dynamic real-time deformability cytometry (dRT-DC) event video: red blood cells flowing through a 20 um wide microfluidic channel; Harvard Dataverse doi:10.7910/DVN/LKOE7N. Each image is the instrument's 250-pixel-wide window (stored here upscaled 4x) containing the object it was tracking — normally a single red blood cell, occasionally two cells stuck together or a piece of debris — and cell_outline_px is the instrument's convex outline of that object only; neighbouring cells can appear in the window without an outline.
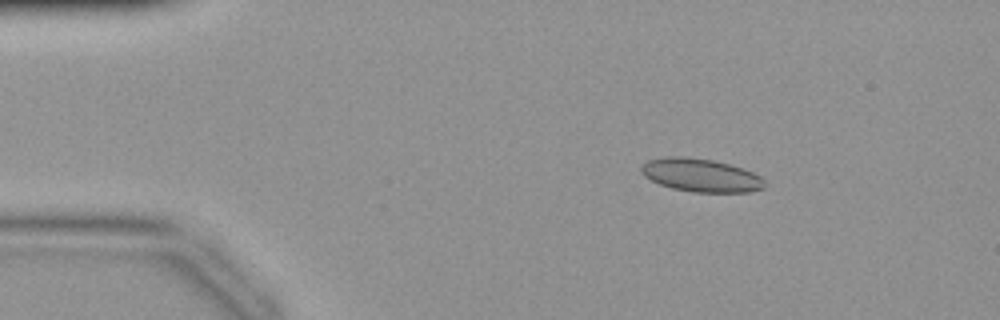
{"species": "common noctule bat (a hibernating species)", "species_latin": "Nyctalus noctula", "temperature_condition": "warm", "stored_images_in_passage": 43, "camera_frame_rate_fps": 3000, "um_per_image_px": 0.085, "animal": {"sex": "female", "body_mass_g": 19.9}, "frame": {"image": 1, "passage_image": 7, "time_ms": 2.0, "image_size_px": [1000, 320], "cell_outline_px": [[764, 188], [752, 192], [692, 192], [672, 188], [660, 184], [644, 176], [640, 172], [640, 168], [648, 160], [664, 156], [684, 156], [712, 160], [744, 168], [760, 176], [764, 180]], "centroid_in_image_um": [59.57, 14.89], "position_along_channel_um": 25.4, "area_um2": 23.93}}
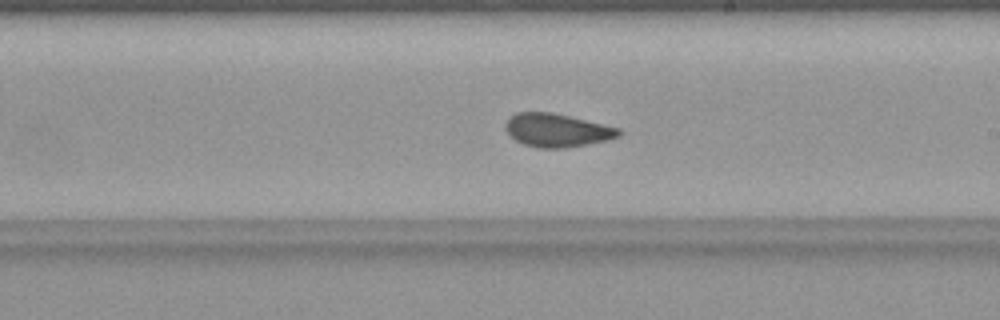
{"frame": {"image": 2, "passage_image": 25, "time_ms": 8.0, "image_size_px": [1000, 320], "cell_outline_px": [[624, 132], [620, 136], [608, 140], [568, 148], [540, 148], [524, 144], [516, 140], [504, 128], [504, 124], [508, 116], [516, 112], [552, 112], [604, 124], [620, 128]], "centroid_in_image_um": [47.36, 11.06], "position_along_channel_um": 241.6, "area_um2": 22.25}}
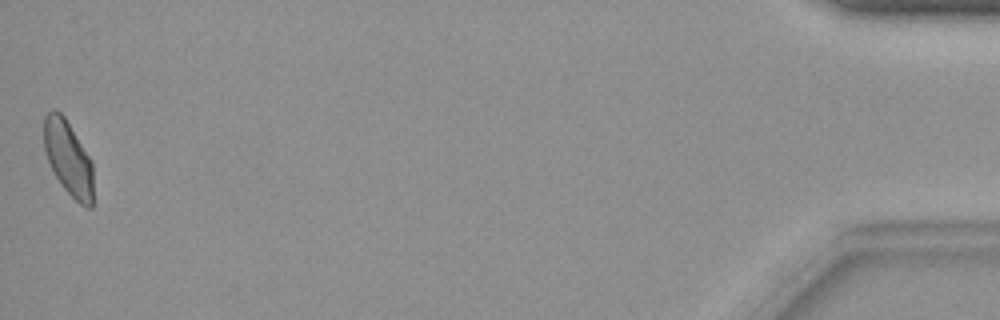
{"frame": {"image": 3, "passage_image": 43, "time_ms": 14.0, "image_size_px": [1000, 320], "cell_outline_px": [[92, 208], [88, 208], [80, 204], [60, 184], [48, 160], [44, 148], [44, 116], [52, 108], [56, 108], [64, 116], [92, 160]], "centroid_in_image_um": [5.8, 13.41], "position_along_channel_um": 429.4, "area_um2": 21.33}}